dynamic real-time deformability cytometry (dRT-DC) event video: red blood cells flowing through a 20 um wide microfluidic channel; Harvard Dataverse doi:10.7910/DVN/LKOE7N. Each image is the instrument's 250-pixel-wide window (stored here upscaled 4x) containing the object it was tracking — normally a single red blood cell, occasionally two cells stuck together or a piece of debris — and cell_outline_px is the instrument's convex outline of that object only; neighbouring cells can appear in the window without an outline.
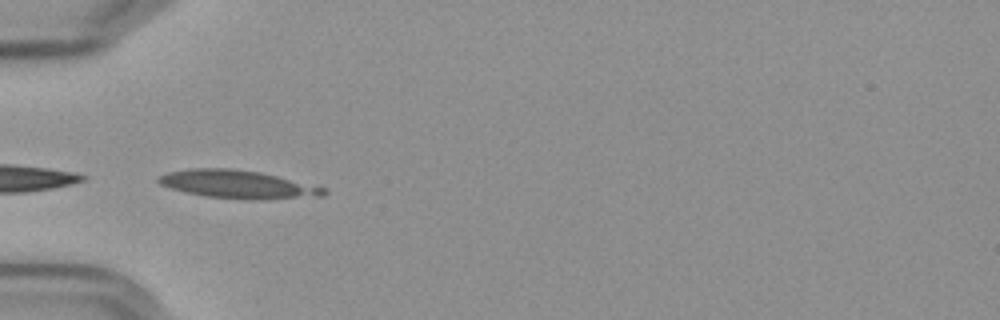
{"species": "Egyptian fruit bat (a non-hibernating species)", "species_latin": "Rousettus aegyptiacus", "temperature_condition": "cold", "stored_images_in_passage": 2, "camera_frame_rate_fps": 3000, "um_per_image_px": 0.085, "frame": {"image": 1, "passage_image": 1, "time_ms": 0.0, "image_size_px": [1000, 320], "cell_outline_px": [[328, 192], [324, 196], [268, 200], [244, 200], [204, 196], [184, 192], [168, 188], [160, 184], [156, 180], [156, 176], [168, 172], [188, 168], [228, 168], [256, 172], [276, 176], [324, 188]], "centroid_in_image_um": [20.14, 15.69], "position_along_channel_um": 64.9, "area_um2": 27.28}}